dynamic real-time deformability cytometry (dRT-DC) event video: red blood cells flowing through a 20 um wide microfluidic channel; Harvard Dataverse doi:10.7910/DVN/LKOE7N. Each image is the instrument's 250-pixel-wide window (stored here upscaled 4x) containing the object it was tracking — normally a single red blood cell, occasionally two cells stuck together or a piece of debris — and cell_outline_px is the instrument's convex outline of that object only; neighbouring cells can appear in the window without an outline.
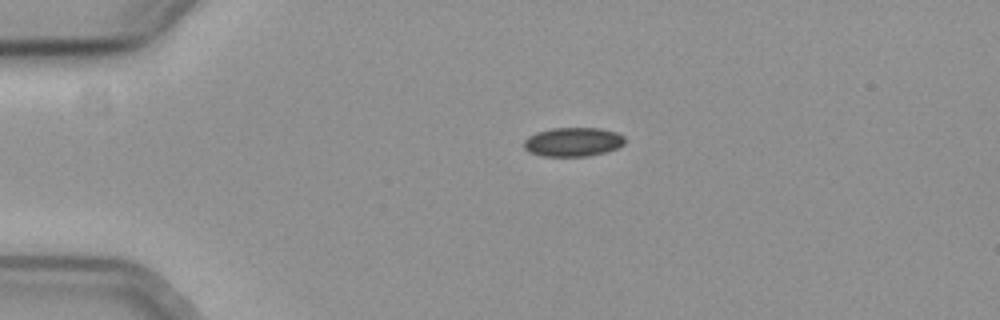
{"species": "common noctule bat (a hibernating species)", "species_latin": "Nyctalus noctula", "temperature_condition": "cold", "stored_images_in_passage": 44, "camera_frame_rate_fps": 3000, "um_per_image_px": 0.085, "animal": {"sex": "female", "body_mass_g": 19.3, "forearm_length_mm": 54.1}, "frame": {"image": 1, "passage_image": 1, "time_ms": 0.0, "image_size_px": [1000, 320], "cell_outline_px": [[624, 144], [608, 152], [588, 156], [540, 156], [528, 152], [524, 148], [524, 140], [528, 136], [536, 132], [552, 128], [600, 128], [616, 132], [624, 136]], "centroid_in_image_um": [48.69, 12.07], "position_along_channel_um": 36.3, "area_um2": 17.22}}
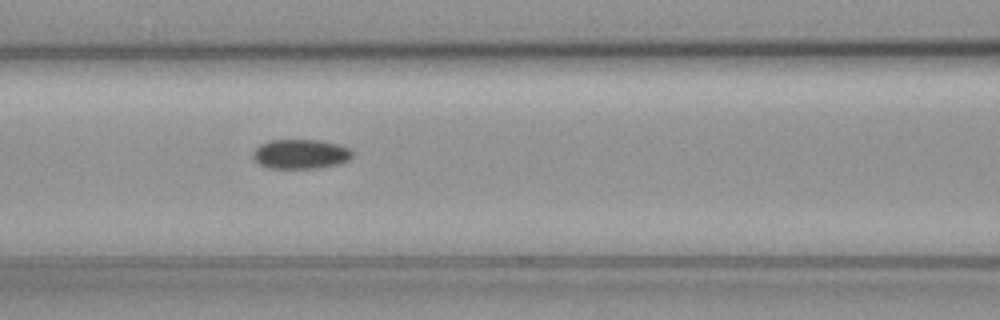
{"frame": {"image": 2, "passage_image": 13, "time_ms": 4.0, "image_size_px": [1000, 320], "cell_outline_px": [[352, 156], [348, 160], [340, 164], [312, 168], [268, 168], [260, 164], [252, 156], [252, 152], [260, 144], [268, 140], [320, 140], [340, 144], [348, 148], [352, 152]], "centroid_in_image_um": [25.54, 13.08], "position_along_channel_um": 141.1, "area_um2": 17.11}}
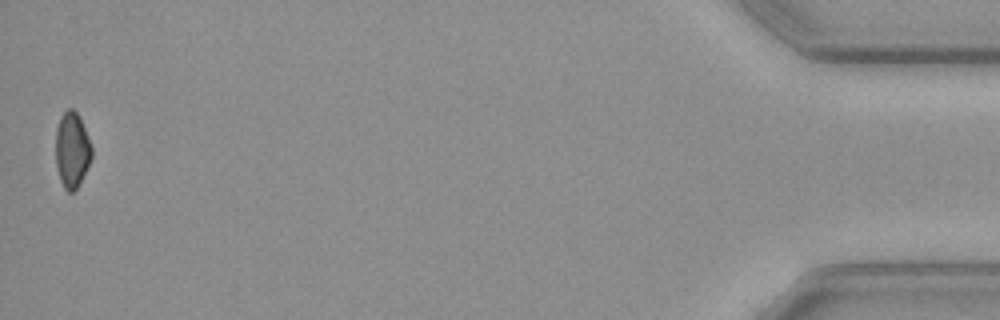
{"frame": {"image": 3, "passage_image": 44, "time_ms": 14.333, "image_size_px": [1000, 320], "cell_outline_px": [[92, 156], [76, 188], [72, 192], [68, 192], [64, 188], [60, 180], [56, 164], [56, 128], [60, 116], [68, 108], [72, 108], [80, 116], [92, 148]], "centroid_in_image_um": [6.1, 12.7], "position_along_channel_um": 429.1, "area_um2": 15.66}}